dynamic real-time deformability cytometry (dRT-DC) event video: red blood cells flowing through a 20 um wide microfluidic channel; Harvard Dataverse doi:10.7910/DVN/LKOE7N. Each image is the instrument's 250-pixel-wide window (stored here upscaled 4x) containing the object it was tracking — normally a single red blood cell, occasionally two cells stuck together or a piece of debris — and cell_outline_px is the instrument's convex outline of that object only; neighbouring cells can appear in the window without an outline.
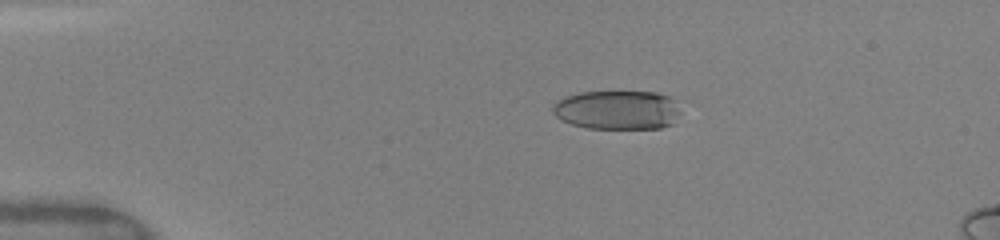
{"species": "human", "species_latin": "Homo sapiens", "temperature_condition": "warm", "stored_images_in_passage": 17, "camera_frame_rate_fps": 3000, "um_per_image_px": 0.085, "donor": {"sex": "female"}, "frame": {"image": 1, "passage_image": 14, "time_ms": 2.667, "image_size_px": [1000, 240], "cell_outline_px": [[680, 112], [672, 124], [660, 128], [588, 128], [572, 124], [560, 120], [552, 112], [552, 104], [556, 100], [564, 96], [580, 92], [656, 92], [668, 96], [672, 100]], "centroid_in_image_um": [52.4, 9.34], "position_along_channel_um": 32.6, "area_um2": 29.07}}